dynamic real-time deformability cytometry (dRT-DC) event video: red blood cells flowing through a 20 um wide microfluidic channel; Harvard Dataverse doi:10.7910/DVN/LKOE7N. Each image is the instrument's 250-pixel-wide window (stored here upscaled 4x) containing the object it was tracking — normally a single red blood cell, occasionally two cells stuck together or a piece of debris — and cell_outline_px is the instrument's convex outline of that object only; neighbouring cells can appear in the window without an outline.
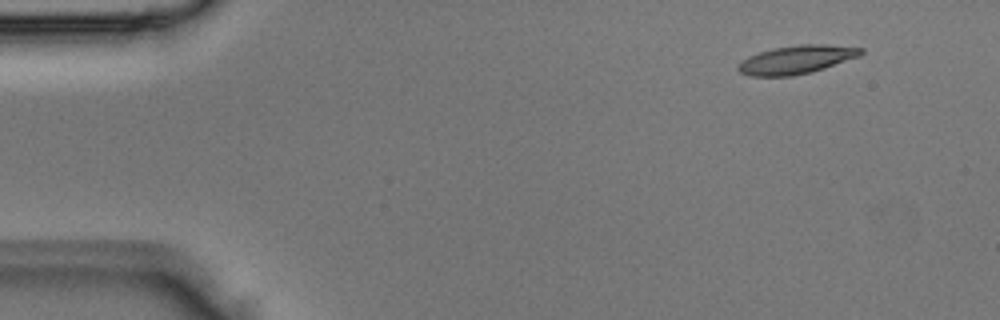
{"species": "Egyptian fruit bat (a non-hibernating species)", "species_latin": "Rousettus aegyptiacus", "temperature_condition": "room temperature", "stored_images_in_passage": 4, "camera_frame_rate_fps": 3000, "um_per_image_px": 0.085, "animal": {"sex": "male"}, "frame": {"image": 1, "passage_image": 1, "time_ms": 0.0, "image_size_px": [1000, 320], "cell_outline_px": [[864, 52], [860, 56], [812, 72], [792, 76], [752, 76], [740, 72], [736, 68], [748, 56], [772, 48], [800, 44], [824, 44], [864, 48]], "centroid_in_image_um": [67.73, 5.06], "position_along_channel_um": 17.3, "area_um2": 20.23}}
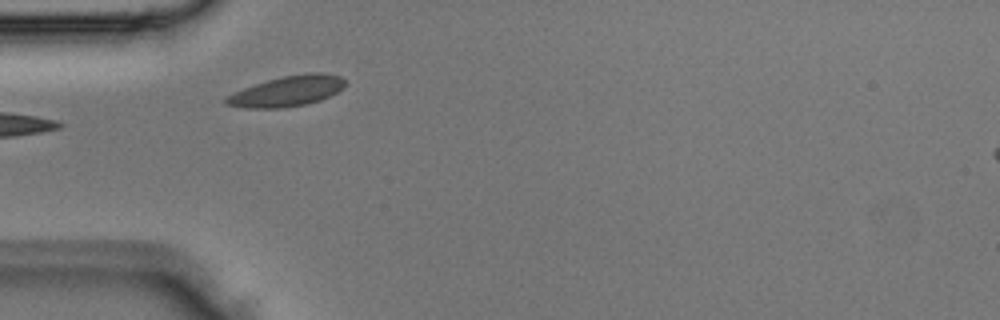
{"frame": {"image": 2, "passage_image": 4, "time_ms": 1.0, "image_size_px": [1000, 320], "cell_outline_px": [[344, 88], [320, 100], [304, 104], [284, 108], [244, 108], [224, 104], [224, 100], [228, 96], [244, 88], [268, 80], [284, 76], [308, 72], [320, 72], [340, 76], [344, 80]], "centroid_in_image_um": [24.41, 7.75], "position_along_channel_um": 60.6, "area_um2": 20.87}}